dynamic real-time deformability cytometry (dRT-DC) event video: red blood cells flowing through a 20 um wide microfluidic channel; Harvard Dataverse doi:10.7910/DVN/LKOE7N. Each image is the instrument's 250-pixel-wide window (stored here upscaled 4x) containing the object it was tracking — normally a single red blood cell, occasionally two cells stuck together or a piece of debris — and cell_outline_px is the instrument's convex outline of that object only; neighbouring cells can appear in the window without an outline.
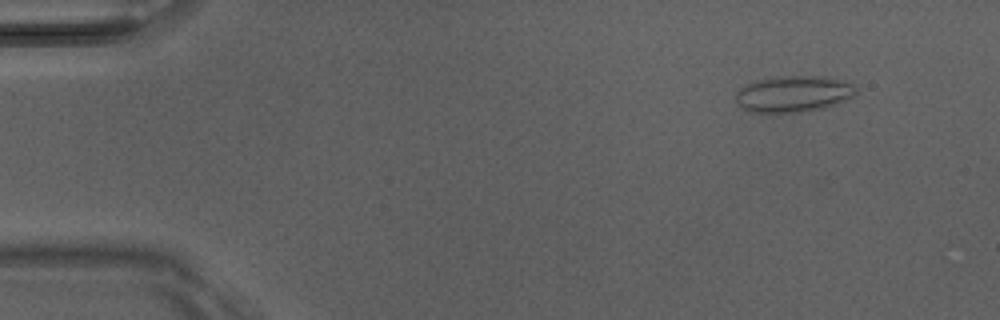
{"species": "Egyptian fruit bat (a non-hibernating species)", "species_latin": "Rousettus aegyptiacus", "temperature_condition": "room temperature", "stored_images_in_passage": 5, "camera_frame_rate_fps": 3000, "um_per_image_px": 0.085, "animal": {"sex": "male"}, "frame": {"image": 1, "passage_image": 2, "time_ms": 0.333, "image_size_px": [1000, 320], "cell_outline_px": [[860, 88], [856, 96], [836, 104], [824, 108], [804, 112], [752, 112], [740, 108], [736, 104], [736, 92], [740, 88], [748, 84], [760, 80], [780, 76], [828, 76], [856, 84]], "centroid_in_image_um": [67.53, 7.98], "position_along_channel_um": 17.5, "area_um2": 25.89}}